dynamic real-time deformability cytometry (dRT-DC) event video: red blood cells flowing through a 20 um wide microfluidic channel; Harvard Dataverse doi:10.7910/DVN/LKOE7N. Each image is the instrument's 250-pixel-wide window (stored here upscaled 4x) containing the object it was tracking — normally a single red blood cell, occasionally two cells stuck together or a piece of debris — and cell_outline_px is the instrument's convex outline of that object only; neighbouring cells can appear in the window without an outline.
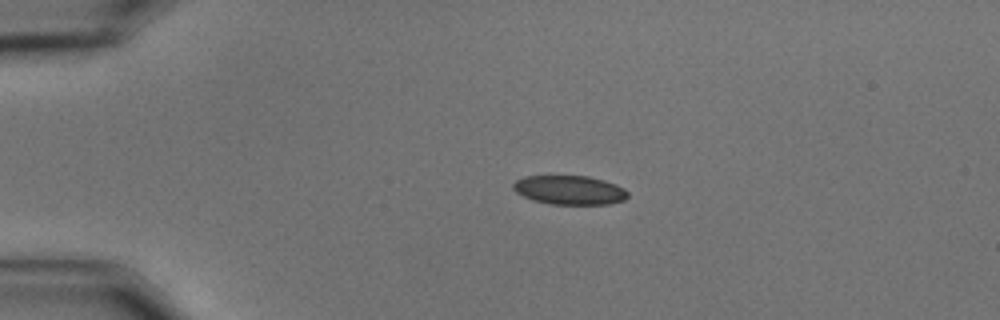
{"species": "common noctule bat (a hibernating species)", "species_latin": "Nyctalus noctula", "temperature_condition": "cold", "stored_images_in_passage": 22, "camera_frame_rate_fps": 3000, "um_per_image_px": 0.085, "animal": {"sex": "male", "body_mass_g": 15.6}, "frame": {"image": 1, "passage_image": 1, "time_ms": 0.0, "image_size_px": [1000, 320], "cell_outline_px": [[628, 196], [624, 200], [608, 204], [552, 204], [532, 200], [516, 192], [512, 188], [512, 184], [516, 180], [524, 176], [588, 176], [604, 180], [616, 184], [624, 188], [628, 192]], "centroid_in_image_um": [48.41, 16.15], "position_along_channel_um": 36.6, "area_um2": 19.42}}
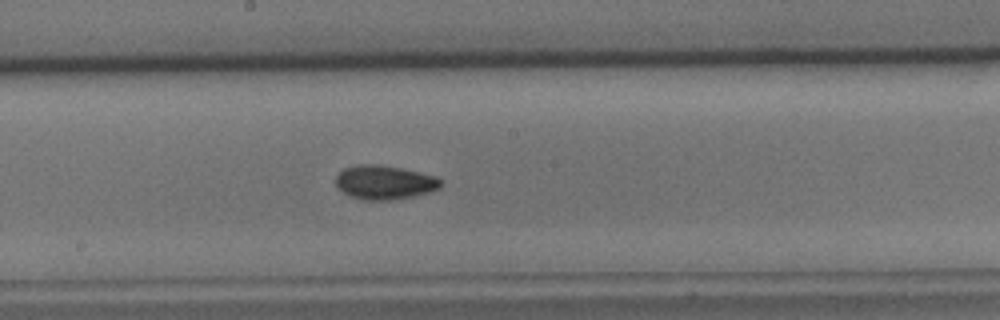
{"frame": {"image": 2, "passage_image": 20, "time_ms": 6.333, "image_size_px": [1000, 320], "cell_outline_px": [[440, 188], [432, 192], [412, 196], [388, 200], [364, 200], [352, 196], [344, 192], [336, 184], [336, 176], [344, 168], [360, 164], [380, 164], [400, 168], [436, 176], [440, 180]], "centroid_in_image_um": [32.69, 15.49], "position_along_channel_um": 215.5, "area_um2": 20.58}}